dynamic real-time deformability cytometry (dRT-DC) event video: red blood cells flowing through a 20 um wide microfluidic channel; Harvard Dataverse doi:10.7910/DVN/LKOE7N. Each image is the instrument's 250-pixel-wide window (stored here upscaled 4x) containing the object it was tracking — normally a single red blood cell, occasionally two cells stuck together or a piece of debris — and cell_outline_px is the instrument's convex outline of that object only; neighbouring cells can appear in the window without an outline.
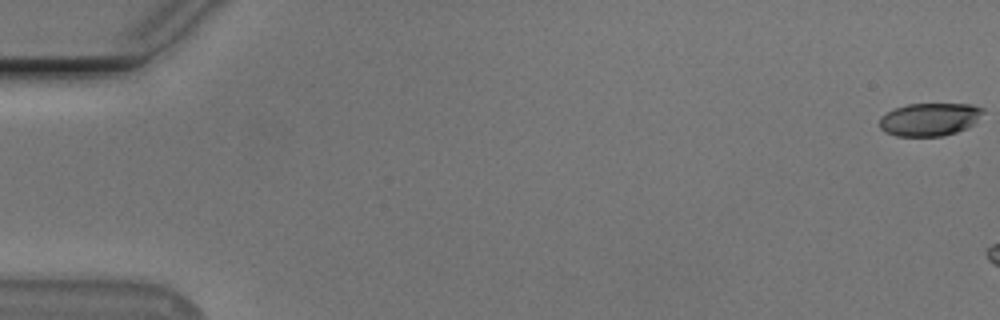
{"species": "Egyptian fruit bat (a non-hibernating species)", "species_latin": "Rousettus aegyptiacus", "temperature_condition": "cold", "stored_images_in_passage": 11, "camera_frame_rate_fps": 3000, "um_per_image_px": 0.085, "animal": {"sex": "male"}, "frame": {"image": 1, "passage_image": 1, "time_ms": 0.0, "image_size_px": [1000, 320], "cell_outline_px": [[984, 112], [968, 128], [944, 136], [896, 136], [884, 132], [880, 128], [880, 116], [896, 108], [908, 104], [972, 104], [984, 108]], "centroid_in_image_um": [79.02, 10.15], "position_along_channel_um": 6.0, "area_um2": 19.88}}